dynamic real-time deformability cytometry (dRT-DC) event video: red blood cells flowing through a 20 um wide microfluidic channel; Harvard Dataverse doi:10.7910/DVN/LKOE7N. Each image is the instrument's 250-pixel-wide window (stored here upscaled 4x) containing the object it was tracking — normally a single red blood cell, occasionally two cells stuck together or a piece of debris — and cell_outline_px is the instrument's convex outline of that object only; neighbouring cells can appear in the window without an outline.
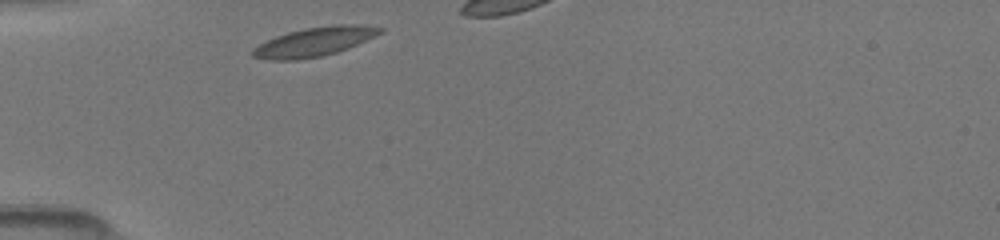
{"species": "common noctule bat (a hibernating species)", "species_latin": "Nyctalus noctula", "temperature_condition": "room temperature", "stored_images_in_passage": 2, "camera_frame_rate_fps": 3000, "um_per_image_px": 0.085, "animal": {"sex": "female", "body_mass_g": 19.5, "forearm_length_mm": 54.1}, "frame": {"image": 1, "passage_image": 1, "time_ms": 0.0, "image_size_px": [1000, 240], "cell_outline_px": [[384, 32], [348, 48], [336, 52], [320, 56], [296, 60], [268, 60], [252, 56], [252, 48], [276, 36], [288, 32], [304, 28], [332, 24], [364, 24], [384, 28]], "centroid_in_image_um": [26.76, 3.53], "position_along_channel_um": 58.2, "area_um2": 21.62}}